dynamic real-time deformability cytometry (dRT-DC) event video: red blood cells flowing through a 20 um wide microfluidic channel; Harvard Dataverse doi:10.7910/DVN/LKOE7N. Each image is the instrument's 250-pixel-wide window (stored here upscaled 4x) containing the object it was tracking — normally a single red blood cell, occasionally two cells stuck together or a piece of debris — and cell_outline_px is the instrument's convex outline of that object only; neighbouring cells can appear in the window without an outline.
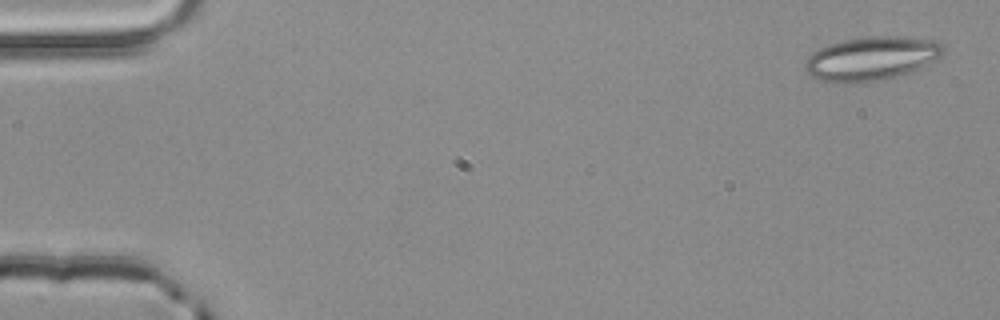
{"species": "common noctule bat (a hibernating species)", "species_latin": "Nyctalus noctula", "temperature_condition": "room temperature", "stored_images_in_passage": 3, "camera_frame_rate_fps": 3000, "um_per_image_px": 0.085, "animal": {"sex": "male", "body_mass_g": 20.4}, "frame": {"image": 1, "passage_image": 1, "time_ms": 0.0, "image_size_px": [1000, 320], "cell_outline_px": [[944, 52], [940, 56], [908, 72], [896, 76], [856, 84], [840, 84], [824, 80], [812, 76], [804, 68], [804, 64], [808, 56], [812, 52], [828, 44], [844, 40], [868, 36], [896, 36], [932, 40], [940, 44], [944, 48]], "centroid_in_image_um": [73.99, 4.97], "position_along_channel_um": 11.0, "area_um2": 34.8}}